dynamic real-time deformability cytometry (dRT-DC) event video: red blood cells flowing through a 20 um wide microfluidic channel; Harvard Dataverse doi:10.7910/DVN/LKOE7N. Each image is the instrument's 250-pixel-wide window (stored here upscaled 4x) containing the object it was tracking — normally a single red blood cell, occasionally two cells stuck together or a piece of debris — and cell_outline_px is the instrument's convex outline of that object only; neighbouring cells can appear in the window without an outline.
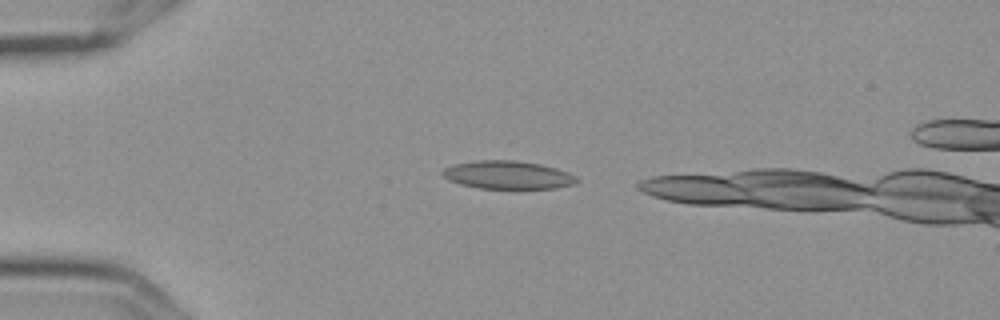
{"species": "Egyptian fruit bat (a non-hibernating species)", "species_latin": "Rousettus aegyptiacus", "temperature_condition": "cold", "stored_images_in_passage": 13, "camera_frame_rate_fps": 3000, "um_per_image_px": 0.085, "frame": {"image": 1, "passage_image": 1, "time_ms": 0.0, "image_size_px": [1000, 320], "cell_outline_px": [[580, 180], [576, 184], [556, 188], [476, 188], [460, 184], [448, 180], [440, 172], [444, 168], [452, 164], [476, 160], [516, 160], [540, 164], [556, 168], [568, 172], [576, 176]], "centroid_in_image_um": [43.16, 14.86], "position_along_channel_um": 41.8, "area_um2": 22.2}}
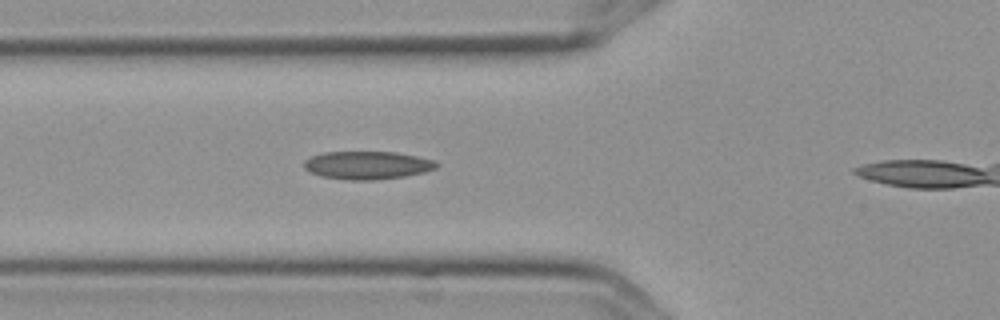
{"frame": {"image": 2, "passage_image": 3, "time_ms": 0.667, "image_size_px": [1000, 320], "cell_outline_px": [[440, 164], [436, 168], [424, 172], [404, 176], [376, 180], [348, 180], [320, 176], [304, 168], [304, 160], [312, 156], [324, 152], [396, 152], [436, 160]], "centroid_in_image_um": [31.25, 14.04], "position_along_channel_um": 94.6, "area_um2": 21.68}}